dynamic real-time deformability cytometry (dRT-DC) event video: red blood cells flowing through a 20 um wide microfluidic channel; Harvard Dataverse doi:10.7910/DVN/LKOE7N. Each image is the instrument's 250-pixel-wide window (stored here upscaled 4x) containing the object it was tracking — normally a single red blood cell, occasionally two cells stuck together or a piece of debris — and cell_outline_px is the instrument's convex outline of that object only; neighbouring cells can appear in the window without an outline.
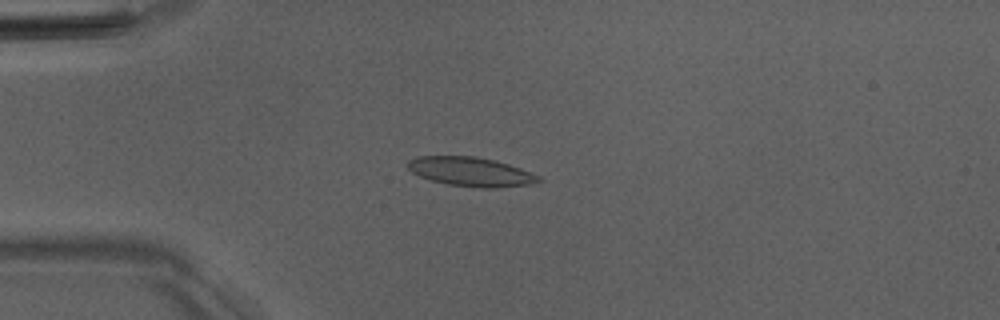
{"species": "Egyptian fruit bat (a non-hibernating species)", "species_latin": "Rousettus aegyptiacus", "temperature_condition": "room temperature", "stored_images_in_passage": 49, "camera_frame_rate_fps": 3000, "um_per_image_px": 0.085, "animal": {"sex": "male"}, "frame": {"image": 1, "passage_image": 11, "time_ms": 3.333, "image_size_px": [1000, 320], "cell_outline_px": [[544, 180], [532, 184], [496, 188], [480, 188], [448, 184], [432, 180], [420, 176], [412, 172], [408, 168], [408, 160], [416, 156], [476, 156], [508, 164], [520, 168], [540, 176]], "centroid_in_image_um": [40.04, 14.6], "position_along_channel_um": 45.0, "area_um2": 22.2}}
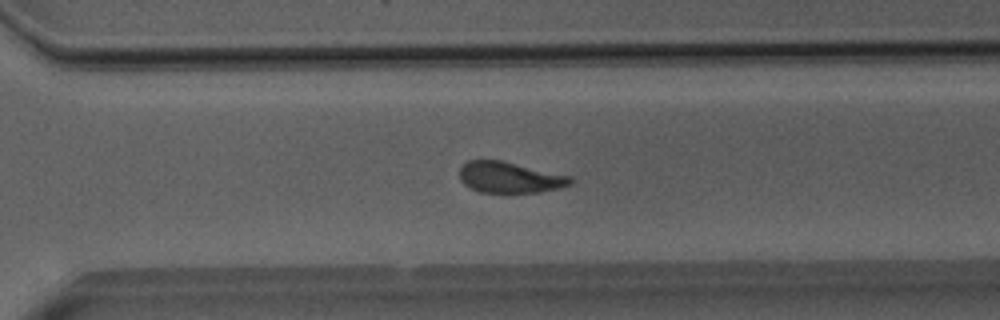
{"frame": {"image": 2, "passage_image": 34, "time_ms": 11.0, "image_size_px": [1000, 320], "cell_outline_px": [[576, 180], [572, 184], [556, 188], [536, 192], [480, 192], [464, 184], [460, 180], [460, 168], [468, 160], [500, 160], [572, 176]], "centroid_in_image_um": [43.34, 15.07], "position_along_channel_um": 327.3, "area_um2": 19.88}}
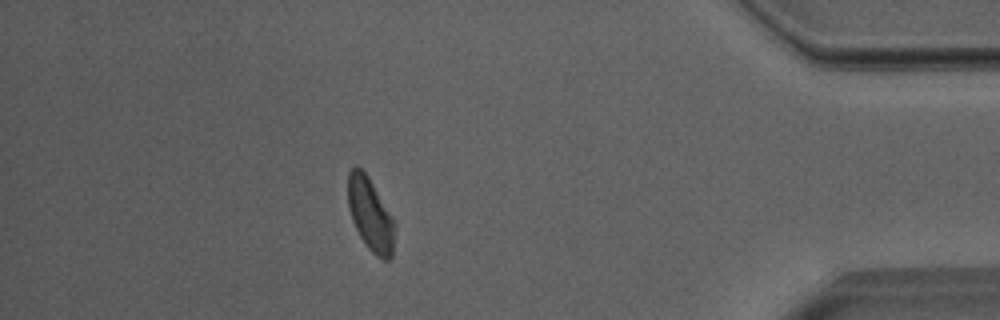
{"frame": {"image": 3, "passage_image": 43, "time_ms": 14.0, "image_size_px": [1000, 320], "cell_outline_px": [[396, 224], [392, 256], [388, 260], [384, 260], [376, 256], [364, 244], [352, 220], [348, 208], [348, 172], [356, 164], [368, 176], [396, 220]], "centroid_in_image_um": [31.51, 18.23], "position_along_channel_um": 403.7, "area_um2": 20.29}, "authors_computed_cell_mechanics": {"area_um2": 21.2704, "velocity_mm_per_s": 3.9797, "shape_relaxation_time_tau1_ms": 5.6214, "shape_relaxation_time_tau2_ms": 1.5758, "deformation_change_tau1": 0.137, "deformation_change_tau2": 0.0874}}